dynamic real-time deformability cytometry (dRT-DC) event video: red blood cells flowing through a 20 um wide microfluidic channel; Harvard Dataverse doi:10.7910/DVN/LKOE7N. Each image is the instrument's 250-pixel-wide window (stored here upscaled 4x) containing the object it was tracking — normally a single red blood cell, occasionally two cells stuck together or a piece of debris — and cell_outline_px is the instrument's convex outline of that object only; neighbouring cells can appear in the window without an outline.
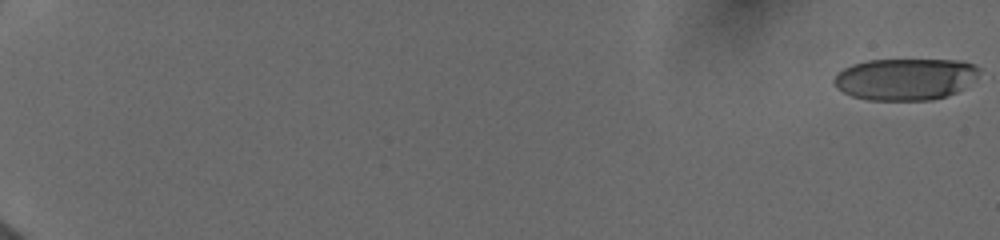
{"species": "human", "species_latin": "Homo sapiens", "temperature_condition": "cold", "stored_images_in_passage": 56, "camera_frame_rate_fps": 3000, "um_per_image_px": 0.085, "donor": {"sex": "female"}, "frame": {"image": 1, "passage_image": 1, "time_ms": 0.0, "image_size_px": [1000, 240], "cell_outline_px": [[984, 72], [964, 88], [948, 96], [932, 100], [868, 100], [852, 96], [836, 88], [832, 80], [844, 68], [852, 64], [868, 60], [964, 60], [980, 68]], "centroid_in_image_um": [77.0, 6.72], "position_along_channel_um": 8.0, "area_um2": 35.72}}
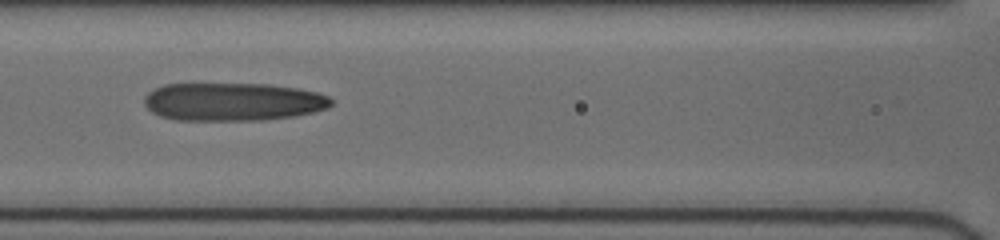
{"frame": {"image": 2, "passage_image": 29, "time_ms": 9.333, "image_size_px": [1000, 240], "cell_outline_px": [[332, 104], [328, 108], [312, 112], [292, 116], [264, 120], [176, 120], [160, 116], [152, 112], [144, 104], [144, 96], [152, 88], [164, 84], [268, 84], [296, 88], [316, 92], [328, 96], [332, 100]], "centroid_in_image_um": [19.75, 8.65], "position_along_channel_um": 146.8, "area_um2": 41.62}}
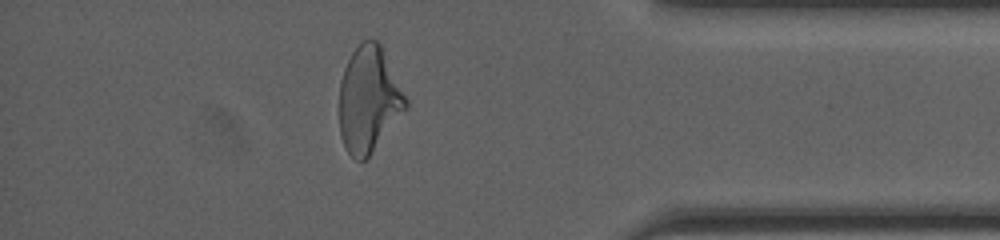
{"frame": {"image": 3, "passage_image": 50, "time_ms": 16.333, "image_size_px": [1000, 240], "cell_outline_px": [[408, 108], [368, 160], [360, 164], [348, 152], [340, 136], [340, 80], [344, 68], [352, 52], [364, 40], [376, 40], [380, 44], [408, 100]], "centroid_in_image_um": [31.36, 8.54], "position_along_channel_um": 403.8, "area_um2": 41.27}, "authors_computed_cell_mechanics": {"area_um2": 40.2866, "velocity_mm_per_s": 3.9622, "shape_relaxation_time_tau1_ms": 8.9775, "shape_relaxation_time_tau2_ms": 1.8603, "deformation_change_tau1": 0.2745, "deformation_change_tau2": 0.1294}}